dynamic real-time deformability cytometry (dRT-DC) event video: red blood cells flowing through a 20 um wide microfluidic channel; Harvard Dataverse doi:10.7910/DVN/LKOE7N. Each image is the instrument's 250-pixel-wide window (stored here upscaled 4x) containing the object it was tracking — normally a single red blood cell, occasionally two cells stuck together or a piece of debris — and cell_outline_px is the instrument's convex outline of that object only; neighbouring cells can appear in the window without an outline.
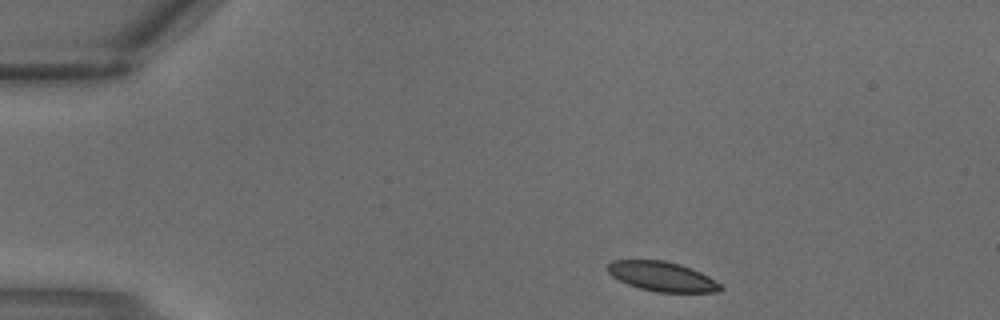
{"species": "common noctule bat (a hibernating species)", "species_latin": "Nyctalus noctula", "temperature_condition": "warm", "stored_images_in_passage": 3, "camera_frame_rate_fps": 3000, "um_per_image_px": 0.085, "animal": {"sex": "male", "body_mass_g": 18.8}, "frame": {"image": 1, "passage_image": 1, "time_ms": 0.0, "image_size_px": [1000, 320], "cell_outline_px": [[724, 288], [716, 292], [656, 292], [640, 288], [628, 284], [612, 276], [608, 272], [608, 264], [612, 260], [664, 260], [680, 264], [692, 268], [708, 276], [720, 284]], "centroid_in_image_um": [56.28, 23.49], "position_along_channel_um": 28.7, "area_um2": 19.36}}
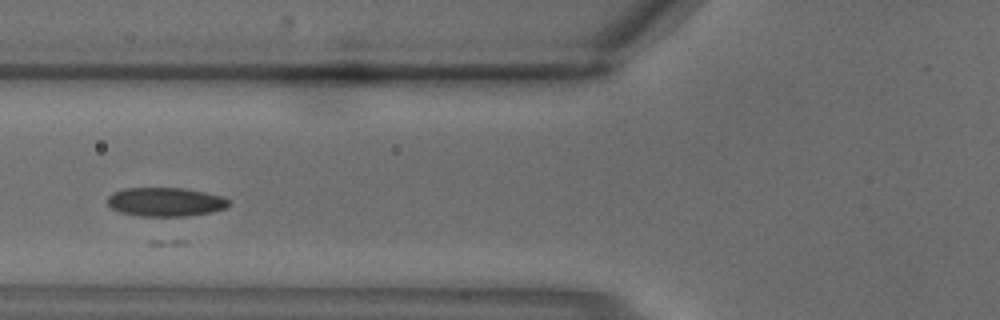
{"frame": {"image": 2, "passage_image": 3, "time_ms": 0.667, "image_size_px": [1000, 320], "cell_outline_px": [[232, 200], [224, 208], [212, 212], [188, 216], [140, 216], [120, 212], [112, 208], [108, 204], [108, 196], [112, 192], [124, 188], [184, 188], [224, 196]], "centroid_in_image_um": [14.08, 17.16], "position_along_channel_um": 111.7, "area_um2": 20.52}}